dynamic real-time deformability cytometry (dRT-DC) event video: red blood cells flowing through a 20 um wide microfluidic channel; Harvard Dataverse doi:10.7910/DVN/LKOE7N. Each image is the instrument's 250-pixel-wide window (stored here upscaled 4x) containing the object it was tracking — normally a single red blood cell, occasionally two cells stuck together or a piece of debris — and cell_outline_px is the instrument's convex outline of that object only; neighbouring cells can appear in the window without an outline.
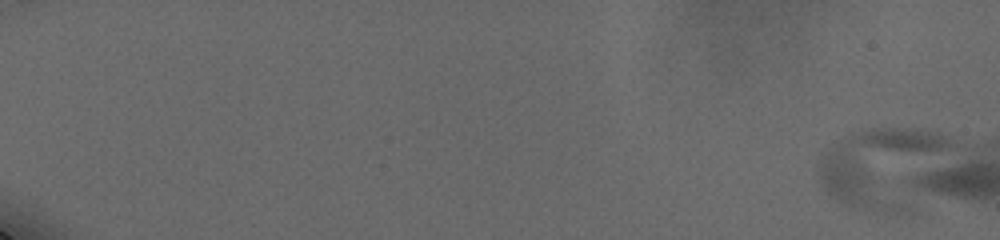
{"species": "human", "species_latin": "Homo sapiens", "temperature_condition": "cold", "stored_images_in_passage": 11, "camera_frame_rate_fps": 3000, "um_per_image_px": 0.085, "donor": {"sex": "male"}, "frame": {"image": 1, "passage_image": 1, "time_ms": 0.0, "image_size_px": [1000, 240], "cell_outline_px": [[948, 144], [912, 212], [888, 212], [848, 208], [836, 200], [824, 188], [820, 180], [820, 152], [840, 140], [876, 128], [920, 128], [936, 132]], "centroid_in_image_um": [74.93, 14.3], "position_along_channel_um": 10.1, "area_um2": 59.94}}